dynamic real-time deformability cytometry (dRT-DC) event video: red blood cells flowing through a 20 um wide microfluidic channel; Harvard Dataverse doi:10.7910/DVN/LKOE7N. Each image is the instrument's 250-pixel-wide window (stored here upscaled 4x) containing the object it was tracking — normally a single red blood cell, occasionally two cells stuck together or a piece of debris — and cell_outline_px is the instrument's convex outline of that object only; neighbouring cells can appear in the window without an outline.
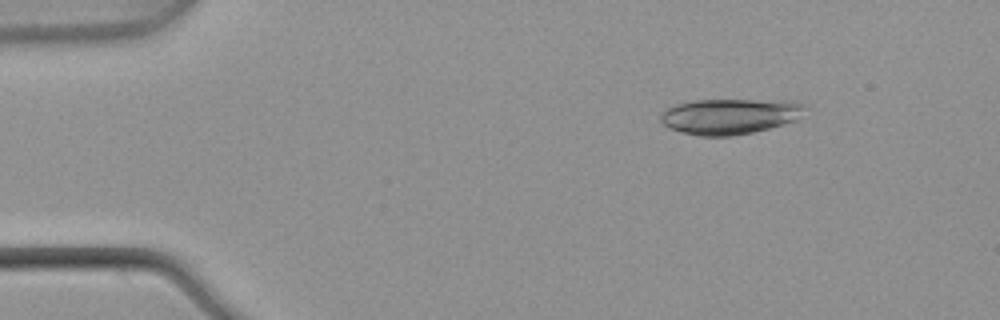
{"species": "common noctule bat (a hibernating species)", "species_latin": "Nyctalus noctula", "temperature_condition": "warm", "stored_images_in_passage": 5, "camera_frame_rate_fps": 3000, "um_per_image_px": 0.085, "animal": {"sex": "male", "body_mass_g": 21.5, "forearm_length_mm": 52.0}, "frame": {"image": 1, "passage_image": 2, "time_ms": 0.333, "image_size_px": [1000, 320], "cell_outline_px": [[808, 108], [796, 120], [784, 124], [752, 132], [728, 136], [700, 136], [668, 128], [660, 120], [660, 116], [668, 108], [676, 104], [696, 100], [792, 100], [804, 104]], "centroid_in_image_um": [62.08, 9.87], "position_along_channel_um": 22.9, "area_um2": 29.88}}